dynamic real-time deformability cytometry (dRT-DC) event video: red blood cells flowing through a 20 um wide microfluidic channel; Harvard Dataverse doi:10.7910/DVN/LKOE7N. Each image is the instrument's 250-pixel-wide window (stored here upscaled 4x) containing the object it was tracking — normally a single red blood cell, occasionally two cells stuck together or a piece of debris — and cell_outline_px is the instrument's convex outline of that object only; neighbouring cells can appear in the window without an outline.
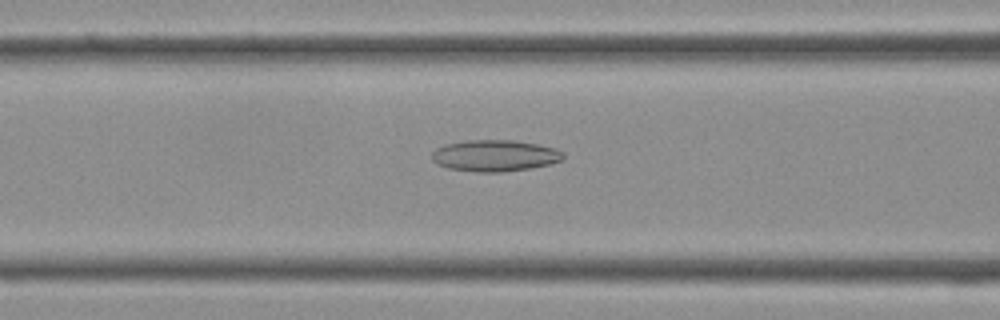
{"species": "Egyptian fruit bat (a non-hibernating species)", "species_latin": "Rousettus aegyptiacus", "temperature_condition": "cold", "stored_images_in_passage": 39, "camera_frame_rate_fps": 3000, "um_per_image_px": 0.085, "frame": {"image": 1, "passage_image": 15, "time_ms": 4.667, "image_size_px": [1000, 320], "cell_outline_px": [[564, 160], [532, 168], [500, 172], [476, 172], [448, 168], [436, 164], [432, 160], [432, 152], [436, 148], [444, 144], [468, 140], [516, 140], [556, 148], [564, 152]], "centroid_in_image_um": [42.06, 13.23], "position_along_channel_um": 124.5, "area_um2": 24.28}}
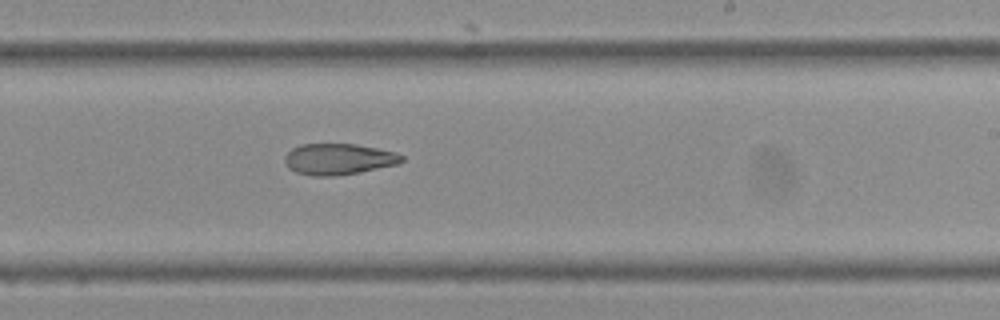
{"frame": {"image": 2, "passage_image": 23, "time_ms": 7.333, "image_size_px": [1000, 320], "cell_outline_px": [[404, 160], [400, 164], [360, 172], [336, 176], [312, 176], [296, 172], [288, 168], [284, 160], [284, 156], [292, 148], [300, 144], [356, 144], [396, 152], [404, 156]], "centroid_in_image_um": [28.79, 13.53], "position_along_channel_um": 260.2, "area_um2": 21.44}}
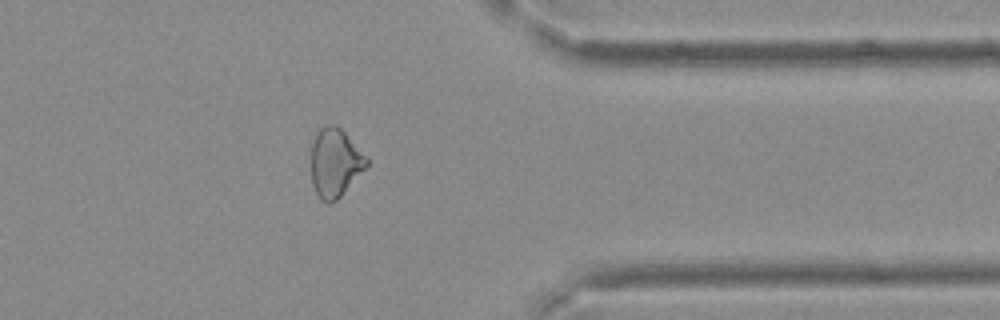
{"frame": {"image": 3, "passage_image": 31, "time_ms": 10.0, "image_size_px": [1000, 320], "cell_outline_px": [[368, 164], [340, 196], [336, 200], [328, 204], [320, 200], [312, 184], [312, 144], [316, 132], [324, 124], [336, 124], [344, 132], [368, 160]], "centroid_in_image_um": [28.44, 13.82], "position_along_channel_um": 383.0, "area_um2": 21.73}}